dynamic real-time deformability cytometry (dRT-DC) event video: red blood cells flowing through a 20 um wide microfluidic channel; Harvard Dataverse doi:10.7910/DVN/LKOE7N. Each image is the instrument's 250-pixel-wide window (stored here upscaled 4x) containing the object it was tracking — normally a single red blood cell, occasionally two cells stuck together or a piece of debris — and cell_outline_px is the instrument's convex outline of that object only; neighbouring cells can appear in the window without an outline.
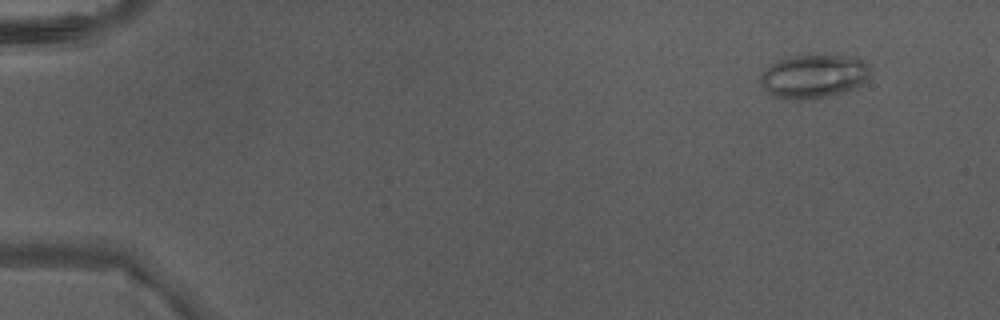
{"species": "Egyptian fruit bat (a non-hibernating species)", "species_latin": "Rousettus aegyptiacus", "temperature_condition": "warm", "stored_images_in_passage": 5, "camera_frame_rate_fps": 3000, "um_per_image_px": 0.085, "animal": {"sex": "male"}, "frame": {"image": 1, "passage_image": 1, "time_ms": 0.0, "image_size_px": [1000, 320], "cell_outline_px": [[868, 76], [856, 88], [844, 92], [824, 96], [800, 100], [784, 100], [772, 96], [760, 84], [760, 76], [768, 64], [776, 60], [792, 56], [848, 56], [860, 60], [868, 64]], "centroid_in_image_um": [69.07, 6.5], "position_along_channel_um": 15.9, "area_um2": 27.74}}